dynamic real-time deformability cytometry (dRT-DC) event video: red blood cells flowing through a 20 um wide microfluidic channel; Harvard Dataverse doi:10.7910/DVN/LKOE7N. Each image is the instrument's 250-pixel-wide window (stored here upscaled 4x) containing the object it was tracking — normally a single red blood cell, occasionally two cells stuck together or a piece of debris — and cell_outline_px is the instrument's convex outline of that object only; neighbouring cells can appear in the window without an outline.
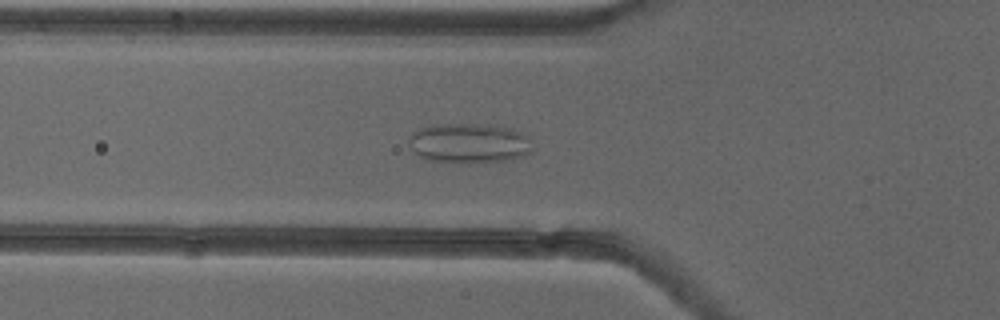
{"species": "common noctule bat (a hibernating species)", "species_latin": "Nyctalus noctula", "temperature_condition": "cold", "stored_images_in_passage": 36, "camera_frame_rate_fps": 3000, "um_per_image_px": 0.085, "animal": {"sex": "female"}, "frame": {"image": 1, "passage_image": 2, "time_ms": 0.333, "image_size_px": [1000, 320], "cell_outline_px": [[532, 152], [524, 156], [512, 160], [484, 164], [464, 164], [428, 160], [420, 156], [408, 144], [408, 140], [412, 132], [432, 124], [496, 124], [512, 128], [528, 136], [532, 148]], "centroid_in_image_um": [39.93, 12.19], "position_along_channel_um": 85.9, "area_um2": 29.65}}
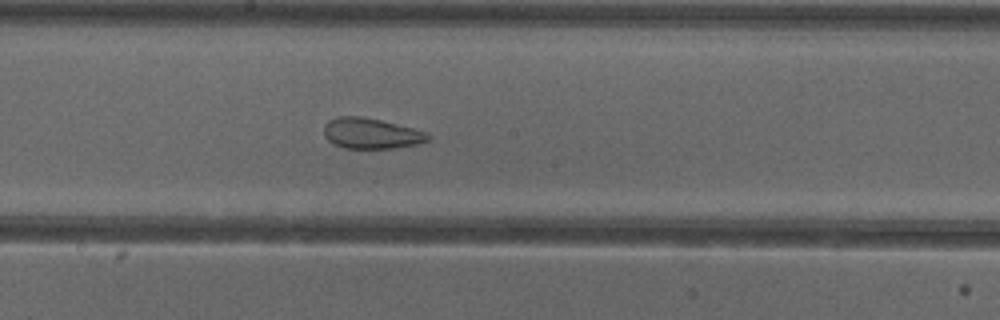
{"frame": {"image": 2, "passage_image": 12, "time_ms": 3.667, "image_size_px": [1000, 320], "cell_outline_px": [[432, 136], [428, 140], [420, 144], [392, 148], [344, 148], [328, 140], [324, 136], [324, 124], [328, 120], [336, 116], [364, 116], [428, 132]], "centroid_in_image_um": [31.55, 11.33], "position_along_channel_um": 216.6, "area_um2": 18.67}}
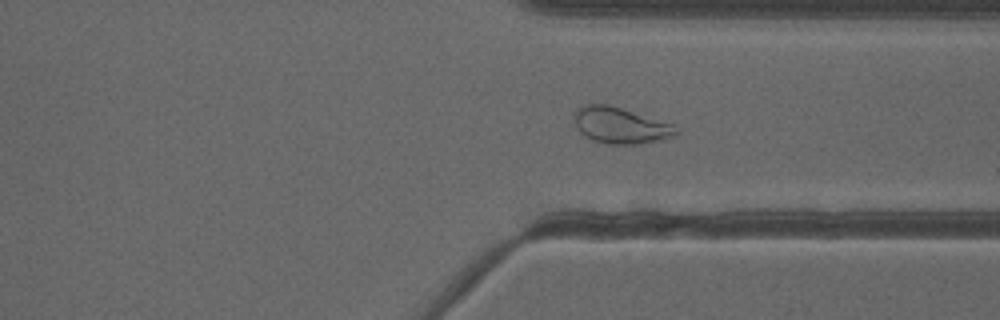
{"frame": {"image": 3, "passage_image": 23, "time_ms": 7.333, "image_size_px": [1000, 320], "cell_outline_px": [[680, 132], [676, 136], [664, 140], [644, 144], [604, 144], [592, 140], [584, 136], [576, 128], [572, 116], [572, 112], [584, 104], [608, 104], [672, 124]], "centroid_in_image_um": [52.71, 10.68], "position_along_channel_um": 358.7, "area_um2": 21.91}, "authors_computed_cell_mechanics": {"area_um2": 21.7328, "velocity_mm_per_s": 3.8748, "shape_relaxation_time_tau1_ms": null, "shape_relaxation_time_tau2_ms": 1.6426, "deformation_change_tau1": null, "deformation_change_tau2": 0.09}}